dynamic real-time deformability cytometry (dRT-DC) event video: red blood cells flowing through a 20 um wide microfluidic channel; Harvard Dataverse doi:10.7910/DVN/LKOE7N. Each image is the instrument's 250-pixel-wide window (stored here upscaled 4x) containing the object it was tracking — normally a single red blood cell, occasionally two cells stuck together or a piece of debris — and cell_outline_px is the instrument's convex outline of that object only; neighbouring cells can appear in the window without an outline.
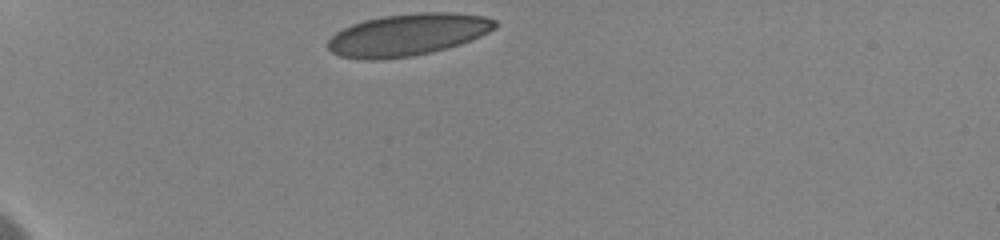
{"species": "human", "species_latin": "Homo sapiens", "temperature_condition": "cold", "stored_images_in_passage": 41, "camera_frame_rate_fps": 3000, "um_per_image_px": 0.085, "donor": {"sex": "female"}, "frame": {"image": 1, "passage_image": 1, "time_ms": 0.0, "image_size_px": [1000, 240], "cell_outline_px": [[496, 28], [472, 40], [448, 48], [432, 52], [412, 56], [380, 60], [364, 60], [340, 56], [332, 52], [328, 48], [328, 40], [336, 32], [352, 24], [364, 20], [384, 16], [416, 12], [452, 12], [484, 16], [496, 20]], "centroid_in_image_um": [34.66, 2.95], "position_along_channel_um": 50.3, "area_um2": 41.1}}